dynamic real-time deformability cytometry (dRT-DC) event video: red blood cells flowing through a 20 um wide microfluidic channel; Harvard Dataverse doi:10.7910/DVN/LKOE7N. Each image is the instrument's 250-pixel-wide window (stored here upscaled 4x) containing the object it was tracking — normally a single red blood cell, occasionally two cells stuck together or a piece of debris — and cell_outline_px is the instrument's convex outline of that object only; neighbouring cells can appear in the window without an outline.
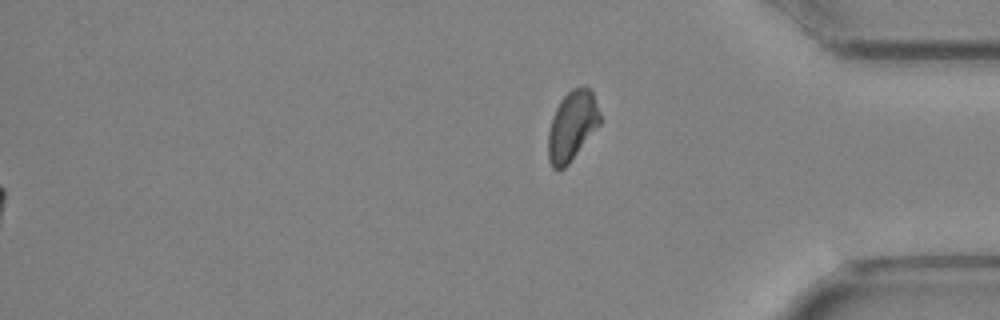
{"species": "Egyptian fruit bat (a non-hibernating species)", "species_latin": "Rousettus aegyptiacus", "temperature_condition": "cold", "stored_images_in_passage": 49, "segment_of_instrument_passage": [2, 2], "camera_frame_rate_fps": 3000, "um_per_image_px": 0.085, "animal": {"sex": "female"}, "frame": {"image": 1, "passage_image": 49, "time_ms": 16.0, "image_size_px": [1000, 320], "cell_outline_px": [[600, 124], [568, 164], [560, 172], [552, 168], [548, 160], [548, 132], [552, 116], [560, 100], [572, 88], [584, 84], [588, 84], [592, 92], [600, 112]], "centroid_in_image_um": [48.61, 10.68], "position_along_channel_um": 386.6, "area_um2": 21.27}}